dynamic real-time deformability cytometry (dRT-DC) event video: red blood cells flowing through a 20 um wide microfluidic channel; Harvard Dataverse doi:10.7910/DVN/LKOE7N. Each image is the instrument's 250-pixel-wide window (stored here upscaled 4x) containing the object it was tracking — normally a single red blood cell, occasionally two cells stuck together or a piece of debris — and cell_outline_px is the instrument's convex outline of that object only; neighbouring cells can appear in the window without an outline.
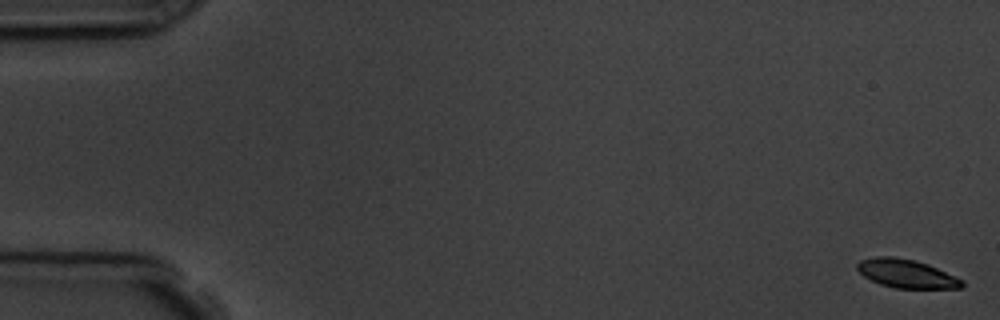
{"species": "common noctule bat (a hibernating species)", "species_latin": "Nyctalus noctula", "temperature_condition": "room temperature", "stored_images_in_passage": 8, "camera_frame_rate_fps": 3000, "um_per_image_px": 0.085, "animal": {"sex": "male", "body_mass_g": 19.5, "forearm_length_mm": 54.6}, "frame": {"image": 1, "passage_image": 1, "time_ms": 0.0, "image_size_px": [1000, 320], "cell_outline_px": [[964, 284], [960, 288], [896, 288], [880, 284], [864, 276], [856, 268], [856, 264], [860, 260], [876, 256], [892, 256], [916, 260], [928, 264], [964, 280]], "centroid_in_image_um": [77.04, 23.25], "position_along_channel_um": 8.0, "area_um2": 17.4}}
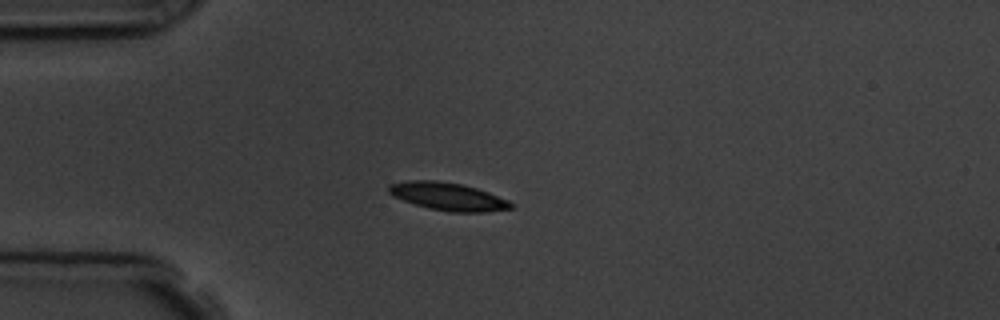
{"frame": {"image": 2, "passage_image": 5, "time_ms": 4.667, "image_size_px": [1000, 320], "cell_outline_px": [[512, 208], [484, 212], [448, 212], [428, 208], [392, 196], [388, 192], [388, 188], [392, 184], [408, 180], [436, 180], [460, 184], [476, 188], [488, 192], [508, 200], [512, 204]], "centroid_in_image_um": [38.07, 16.7], "position_along_channel_um": 46.9, "area_um2": 19.59}}